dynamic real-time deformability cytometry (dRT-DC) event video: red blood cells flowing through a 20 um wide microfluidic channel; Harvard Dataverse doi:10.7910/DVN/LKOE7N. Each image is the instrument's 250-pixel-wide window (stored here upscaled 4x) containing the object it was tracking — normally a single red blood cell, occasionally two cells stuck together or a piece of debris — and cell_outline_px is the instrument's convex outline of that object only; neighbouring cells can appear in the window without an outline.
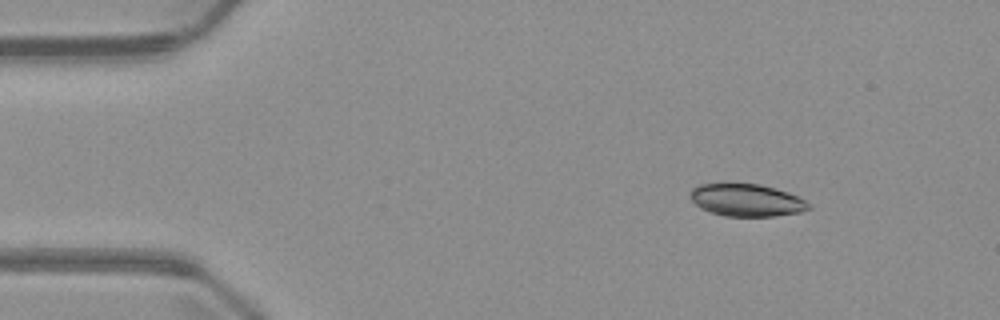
{"species": "common noctule bat (a hibernating species)", "species_latin": "Nyctalus noctula", "temperature_condition": "warm", "stored_images_in_passage": 3, "camera_frame_rate_fps": 3000, "um_per_image_px": 0.085, "animal": {"sex": "male", "body_mass_g": 23.1, "forearm_length_mm": 52.7}, "frame": {"image": 1, "passage_image": 1, "time_ms": 0.0, "image_size_px": [1000, 320], "cell_outline_px": [[812, 208], [800, 212], [776, 216], [724, 216], [700, 208], [688, 196], [688, 192], [692, 188], [700, 184], [724, 180], [728, 180], [760, 184], [776, 188], [788, 192], [812, 204]], "centroid_in_image_um": [63.4, 16.95], "position_along_channel_um": 21.6, "area_um2": 23.35}}